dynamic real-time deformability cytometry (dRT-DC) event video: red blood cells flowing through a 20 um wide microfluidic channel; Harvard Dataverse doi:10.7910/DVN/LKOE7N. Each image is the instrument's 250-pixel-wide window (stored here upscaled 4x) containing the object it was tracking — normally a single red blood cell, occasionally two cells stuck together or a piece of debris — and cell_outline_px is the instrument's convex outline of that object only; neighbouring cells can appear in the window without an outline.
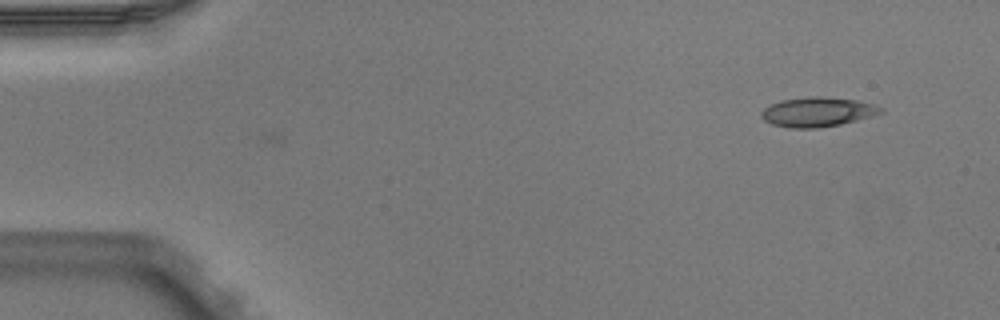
{"species": "Egyptian fruit bat (a non-hibernating species)", "species_latin": "Rousettus aegyptiacus", "temperature_condition": "warm", "stored_images_in_passage": 4, "camera_frame_rate_fps": 3000, "um_per_image_px": 0.085, "animal": {"sex": "male"}, "frame": {"image": 1, "passage_image": 1, "time_ms": 0.0, "image_size_px": [1000, 320], "cell_outline_px": [[884, 112], [872, 116], [840, 124], [816, 128], [788, 128], [772, 124], [764, 120], [760, 116], [760, 112], [764, 108], [780, 100], [812, 96], [816, 96], [856, 100], [872, 104], [884, 108]], "centroid_in_image_um": [69.47, 9.52], "position_along_channel_um": 15.5, "area_um2": 20.46}}
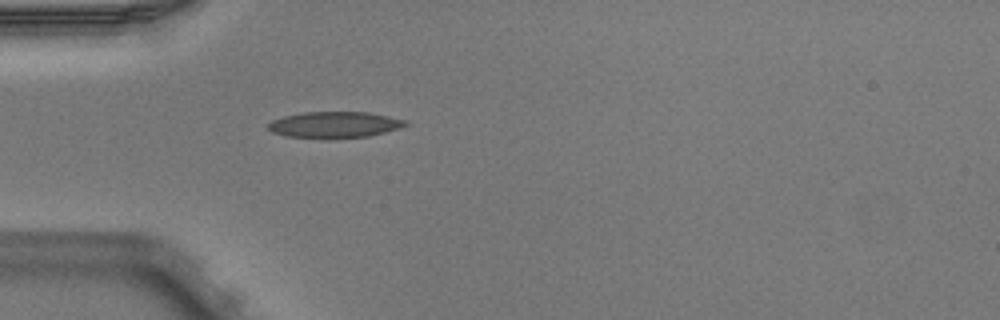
{"frame": {"image": 2, "passage_image": 4, "time_ms": 1.0, "image_size_px": [1000, 320], "cell_outline_px": [[408, 124], [400, 128], [368, 136], [284, 136], [272, 132], [268, 128], [268, 124], [272, 120], [284, 116], [304, 112], [368, 112], [408, 120]], "centroid_in_image_um": [28.46, 10.56], "position_along_channel_um": 56.5, "area_um2": 20.17}}